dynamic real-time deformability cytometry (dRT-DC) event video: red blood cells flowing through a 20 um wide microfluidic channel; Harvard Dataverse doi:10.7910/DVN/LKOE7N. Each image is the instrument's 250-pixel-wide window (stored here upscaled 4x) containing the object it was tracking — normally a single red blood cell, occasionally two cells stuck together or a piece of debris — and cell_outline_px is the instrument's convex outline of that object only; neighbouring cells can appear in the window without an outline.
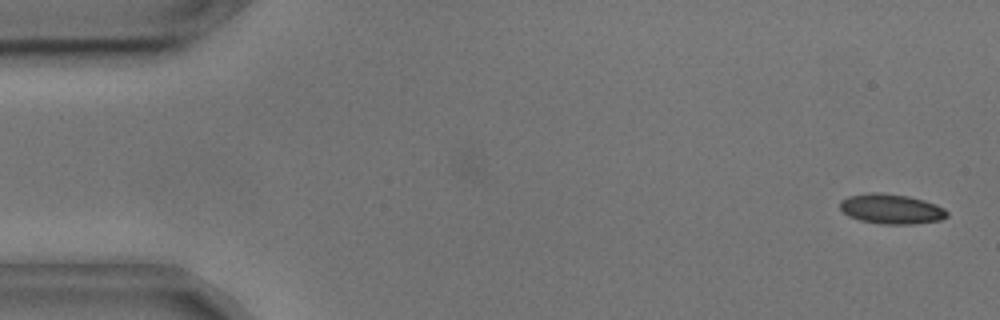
{"species": "common noctule bat (a hibernating species)", "species_latin": "Nyctalus noctula", "temperature_condition": "cold", "stored_images_in_passage": 11, "camera_frame_rate_fps": 3000, "um_per_image_px": 0.085, "animal": {"sex": "male", "body_mass_g": 17.9, "forearm_length_mm": 54.2}, "frame": {"image": 1, "passage_image": 1, "time_ms": 0.0, "image_size_px": [1000, 320], "cell_outline_px": [[948, 216], [940, 220], [912, 224], [880, 224], [860, 220], [848, 216], [840, 208], [840, 200], [848, 196], [868, 192], [880, 192], [908, 196], [924, 200], [936, 204], [944, 208], [948, 212]], "centroid_in_image_um": [75.75, 17.75], "position_along_channel_um": 9.3, "area_um2": 18.79}}